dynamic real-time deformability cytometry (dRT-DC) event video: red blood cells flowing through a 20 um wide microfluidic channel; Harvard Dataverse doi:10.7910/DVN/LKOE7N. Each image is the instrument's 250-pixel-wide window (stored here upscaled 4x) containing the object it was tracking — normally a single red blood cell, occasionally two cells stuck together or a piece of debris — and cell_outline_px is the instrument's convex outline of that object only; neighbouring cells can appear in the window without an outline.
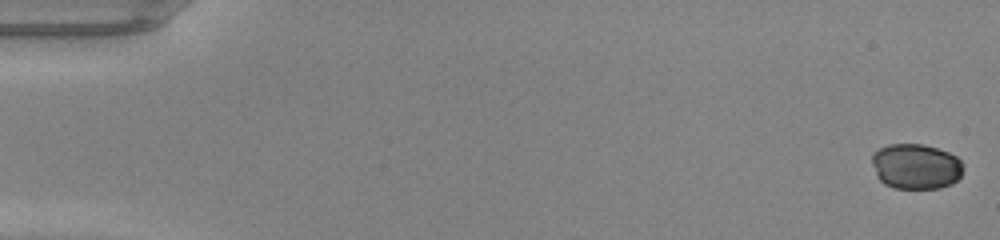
{"species": "common noctule bat (a hibernating species)", "species_latin": "Nyctalus noctula", "temperature_condition": "warm", "stored_images_in_passage": 49, "camera_frame_rate_fps": 3000, "um_per_image_px": 0.085, "animal": {"sex": "male", "body_mass_g": 20.0, "forearm_length_mm": 53.3}, "frame": {"image": 1, "passage_image": 1, "time_ms": 0.0, "image_size_px": [1000, 240], "cell_outline_px": [[964, 168], [960, 176], [952, 184], [940, 188], [892, 188], [884, 184], [876, 176], [872, 164], [872, 152], [888, 144], [924, 144], [948, 152], [956, 156], [964, 164]], "centroid_in_image_um": [77.84, 14.14], "position_along_channel_um": 7.2, "area_um2": 24.39}}
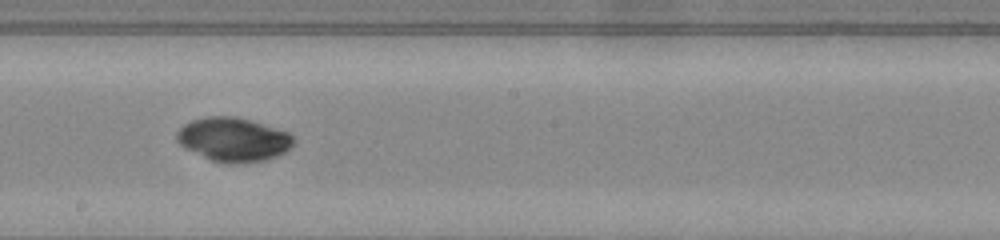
{"frame": {"image": 2, "passage_image": 28, "time_ms": 9.0, "image_size_px": [1000, 240], "cell_outline_px": [[296, 140], [292, 148], [268, 160], [232, 164], [224, 164], [208, 160], [184, 148], [176, 140], [176, 132], [184, 124], [192, 120], [208, 116], [236, 116], [288, 132]], "centroid_in_image_um": [19.82, 11.88], "position_along_channel_um": 228.4, "area_um2": 30.23}}
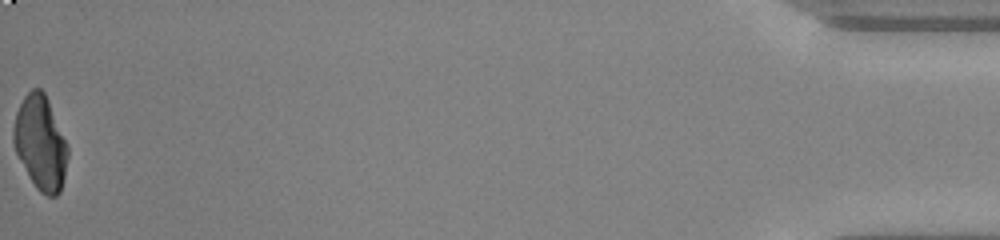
{"frame": {"image": 3, "passage_image": 49, "time_ms": 16.0, "image_size_px": [1000, 240], "cell_outline_px": [[68, 156], [64, 176], [60, 192], [56, 196], [48, 196], [40, 192], [36, 188], [16, 152], [12, 140], [12, 132], [16, 112], [24, 96], [32, 88], [40, 88], [44, 92], [48, 100], [68, 144]], "centroid_in_image_um": [3.44, 12.12], "position_along_channel_um": 431.8, "area_um2": 29.59}, "authors_computed_cell_mechanics": {"area_um2": 28.7844, "velocity_mm_per_s": 4.2824, "shape_relaxation_time_tau1_ms": 4.5226, "shape_relaxation_time_tau2_ms": null, "deformation_change_tau1": 0.0736, "deformation_change_tau2": null}}